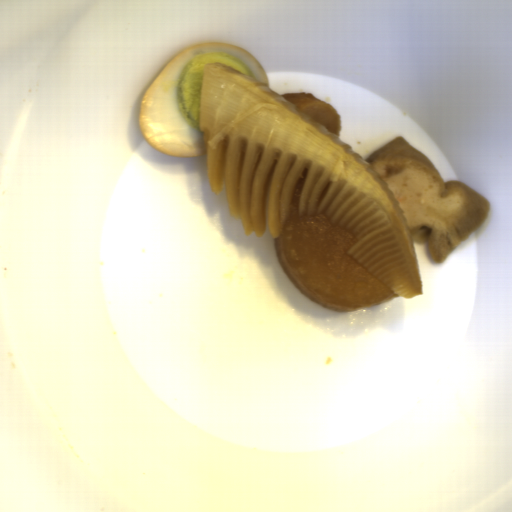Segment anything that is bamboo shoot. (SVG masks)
Listing matches in <instances>:
<instances>
[{"mask_svg":"<svg viewBox=\"0 0 512 512\" xmlns=\"http://www.w3.org/2000/svg\"><path fill=\"white\" fill-rule=\"evenodd\" d=\"M198 130L214 195L244 234L279 238L297 185L302 218L325 214L358 241L345 251L406 299L424 295L423 277L395 193L379 171L339 134L254 77L220 62L205 63Z\"/></svg>","mask_w":512,"mask_h":512,"instance_id":"15d580a7","label":"bamboo shoot"}]
</instances>
